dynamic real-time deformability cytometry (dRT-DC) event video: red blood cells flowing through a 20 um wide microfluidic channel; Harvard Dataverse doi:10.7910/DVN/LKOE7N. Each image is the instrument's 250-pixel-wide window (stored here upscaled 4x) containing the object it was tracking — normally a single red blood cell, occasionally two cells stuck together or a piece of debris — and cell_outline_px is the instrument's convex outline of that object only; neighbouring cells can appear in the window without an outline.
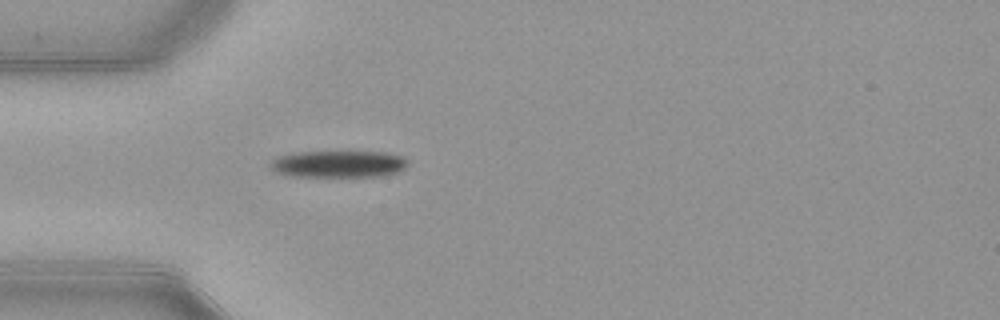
{"species": "common noctule bat (a hibernating species)", "species_latin": "Nyctalus noctula", "temperature_condition": "warm", "stored_images_in_passage": 38, "camera_frame_rate_fps": 3000, "um_per_image_px": 0.085, "animal": {"sex": "female", "body_mass_g": 21.9}, "frame": {"image": 1, "passage_image": 1, "time_ms": 0.0, "image_size_px": [1000, 320], "cell_outline_px": [[408, 164], [404, 168], [396, 172], [380, 176], [296, 176], [280, 172], [272, 168], [268, 164], [272, 160], [280, 156], [292, 152], [384, 152], [404, 156], [408, 160]], "centroid_in_image_um": [28.82, 13.93], "position_along_channel_um": 56.2, "area_um2": 21.27}}
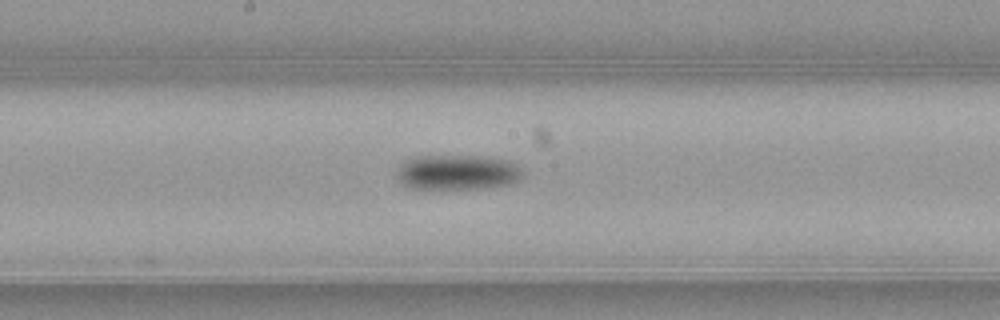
{"frame": {"image": 2, "passage_image": 13, "time_ms": 4.0, "image_size_px": [1000, 320], "cell_outline_px": [[524, 176], [520, 180], [508, 184], [480, 188], [412, 188], [400, 184], [396, 180], [396, 172], [400, 164], [404, 160], [412, 156], [484, 156], [508, 160], [516, 164], [524, 172]], "centroid_in_image_um": [38.85, 14.63], "position_along_channel_um": 209.4, "area_um2": 26.01}}
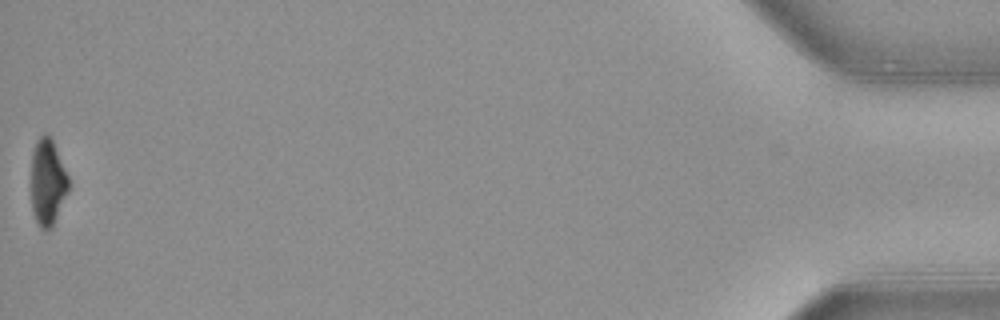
{"frame": {"image": 3, "passage_image": 38, "time_ms": 12.333, "image_size_px": [1000, 320], "cell_outline_px": [[68, 192], [52, 228], [44, 232], [40, 228], [36, 220], [32, 208], [32, 152], [36, 140], [44, 132], [48, 132], [52, 140], [68, 176]], "centroid_in_image_um": [4.04, 15.49], "position_along_channel_um": 431.2, "area_um2": 18.79}, "authors_computed_cell_mechanics": {"area_um2": 23.6402, "velocity_mm_per_s": 3.9215, "shape_relaxation_time_tau1_ms": 2.6995, "shape_relaxation_time_tau2_ms": null, "deformation_change_tau1": 0.1638, "deformation_change_tau2": null}}